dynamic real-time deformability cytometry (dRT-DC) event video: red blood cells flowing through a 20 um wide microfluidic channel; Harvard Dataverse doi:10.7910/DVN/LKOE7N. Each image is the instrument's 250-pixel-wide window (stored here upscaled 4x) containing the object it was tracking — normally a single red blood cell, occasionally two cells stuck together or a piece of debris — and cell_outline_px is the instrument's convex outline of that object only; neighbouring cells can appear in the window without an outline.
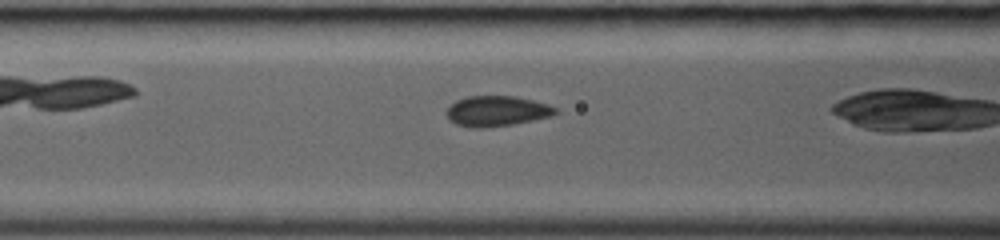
{"species": "common noctule bat (a hibernating species)", "species_latin": "Nyctalus noctula", "temperature_condition": "room temperature", "stored_images_in_passage": 20, "camera_frame_rate_fps": 3000, "um_per_image_px": 0.085, "animal": {"sex": "female", "body_mass_g": 19.0, "forearm_length_mm": 53.3}, "frame": {"image": 1, "passage_image": 4, "time_ms": 1.0, "image_size_px": [1000, 240], "cell_outline_px": [[560, 112], [552, 116], [512, 124], [480, 128], [468, 128], [456, 124], [448, 120], [444, 112], [456, 100], [468, 96], [516, 96], [548, 104], [556, 108]], "centroid_in_image_um": [42.2, 9.44], "position_along_channel_um": 124.4, "area_um2": 19.42}}